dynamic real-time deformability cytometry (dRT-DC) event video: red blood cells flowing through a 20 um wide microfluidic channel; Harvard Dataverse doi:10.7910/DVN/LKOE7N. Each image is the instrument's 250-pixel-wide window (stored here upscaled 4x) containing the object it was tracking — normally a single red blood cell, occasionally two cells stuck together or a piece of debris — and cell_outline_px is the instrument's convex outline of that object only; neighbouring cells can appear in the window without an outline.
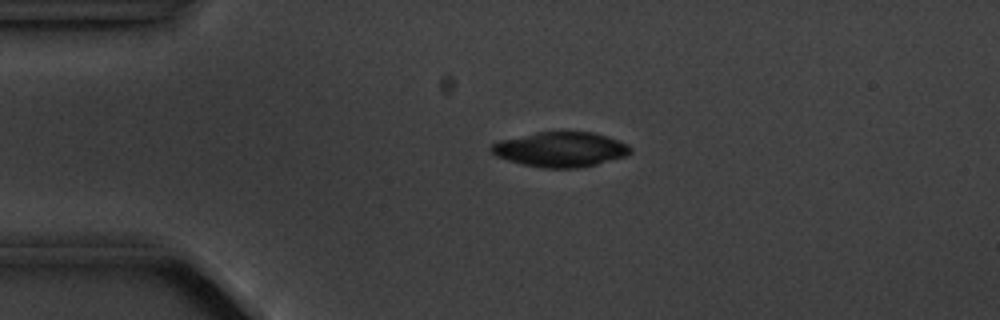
{"species": "common noctule bat (a hibernating species)", "species_latin": "Nyctalus noctula", "temperature_condition": "cold", "stored_images_in_passage": 5, "camera_frame_rate_fps": 3000, "um_per_image_px": 0.085, "animal": {"sex": "male", "body_mass_g": 20.1, "forearm_length_mm": 53.5}, "frame": {"image": 1, "passage_image": 4, "time_ms": 3.333, "image_size_px": [1000, 320], "cell_outline_px": [[632, 152], [624, 156], [596, 164], [580, 168], [544, 168], [524, 164], [508, 160], [496, 156], [488, 148], [492, 144], [500, 140], [536, 132], [592, 132], [628, 144], [632, 148]], "centroid_in_image_um": [47.62, 12.7], "position_along_channel_um": 37.4, "area_um2": 28.03}}